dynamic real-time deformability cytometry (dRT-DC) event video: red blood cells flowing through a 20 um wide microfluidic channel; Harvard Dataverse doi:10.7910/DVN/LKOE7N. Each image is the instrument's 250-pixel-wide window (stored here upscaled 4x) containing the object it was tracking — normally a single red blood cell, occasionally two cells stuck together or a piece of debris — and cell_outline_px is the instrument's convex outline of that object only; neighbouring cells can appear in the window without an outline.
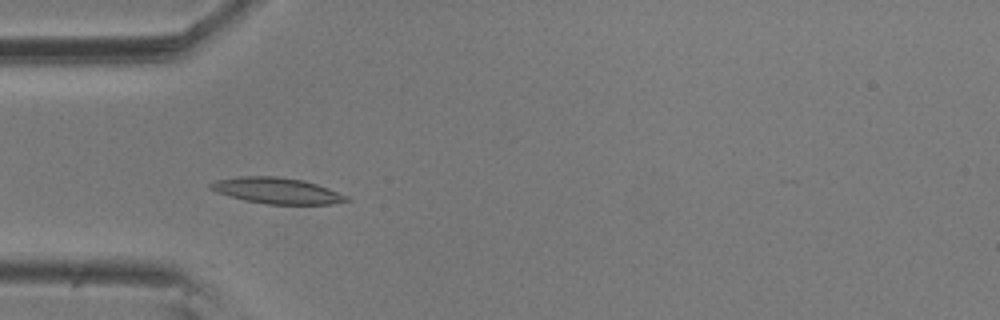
{"species": "common noctule bat (a hibernating species)", "species_latin": "Nyctalus noctula", "temperature_condition": "room temperature", "stored_images_in_passage": 5, "camera_frame_rate_fps": 3000, "um_per_image_px": 0.085, "animal": {"sex": "male", "body_mass_g": 20.5, "forearm_length_mm": 52.5}, "frame": {"image": 1, "passage_image": 4, "time_ms": 1.0, "image_size_px": [1000, 320], "cell_outline_px": [[352, 200], [332, 204], [268, 204], [244, 200], [216, 192], [208, 188], [208, 184], [216, 180], [236, 176], [276, 176], [304, 180], [328, 188], [348, 196]], "centroid_in_image_um": [23.52, 16.2], "position_along_channel_um": 61.5, "area_um2": 20.69}}
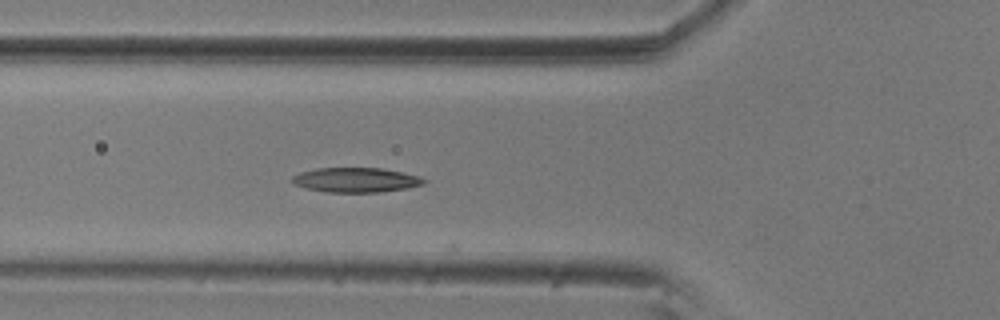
{"frame": {"image": 2, "passage_image": 5, "time_ms": 1.333, "image_size_px": [1000, 320], "cell_outline_px": [[428, 180], [424, 184], [404, 188], [380, 192], [324, 192], [308, 188], [296, 184], [292, 180], [292, 176], [300, 172], [316, 168], [380, 168], [420, 176]], "centroid_in_image_um": [30.26, 15.29], "position_along_channel_um": 95.5, "area_um2": 18.73}}